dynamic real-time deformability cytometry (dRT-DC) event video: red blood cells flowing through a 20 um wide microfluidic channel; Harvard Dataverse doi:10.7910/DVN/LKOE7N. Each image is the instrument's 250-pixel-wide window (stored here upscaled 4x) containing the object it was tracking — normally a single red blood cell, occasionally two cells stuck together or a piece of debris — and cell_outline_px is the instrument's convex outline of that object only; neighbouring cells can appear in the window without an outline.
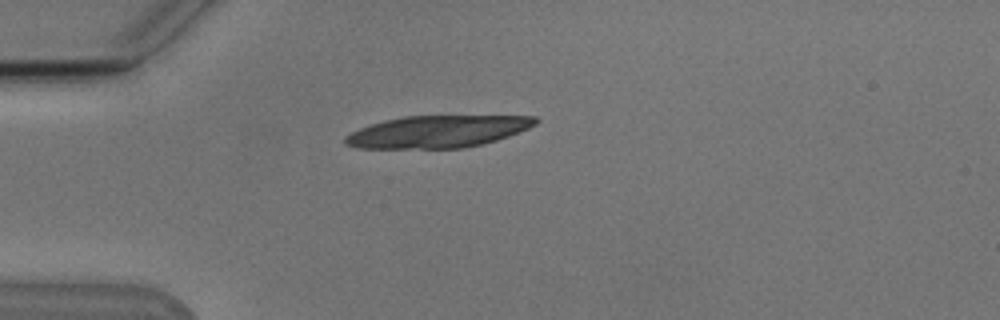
{"species": "Egyptian fruit bat (a non-hibernating species)", "species_latin": "Rousettus aegyptiacus", "temperature_condition": "cold", "stored_images_in_passage": 1, "camera_frame_rate_fps": 3000, "um_per_image_px": 0.085, "animal": {"sex": "male"}, "frame": {"image": 1, "passage_image": 1, "time_ms": 0.0, "image_size_px": [1000, 320], "cell_outline_px": [[540, 120], [536, 124], [528, 128], [508, 136], [496, 140], [464, 148], [360, 148], [344, 144], [344, 136], [360, 128], [384, 120], [404, 116], [536, 116]], "centroid_in_image_um": [37.19, 11.18], "position_along_channel_um": 47.8, "area_um2": 35.37}}